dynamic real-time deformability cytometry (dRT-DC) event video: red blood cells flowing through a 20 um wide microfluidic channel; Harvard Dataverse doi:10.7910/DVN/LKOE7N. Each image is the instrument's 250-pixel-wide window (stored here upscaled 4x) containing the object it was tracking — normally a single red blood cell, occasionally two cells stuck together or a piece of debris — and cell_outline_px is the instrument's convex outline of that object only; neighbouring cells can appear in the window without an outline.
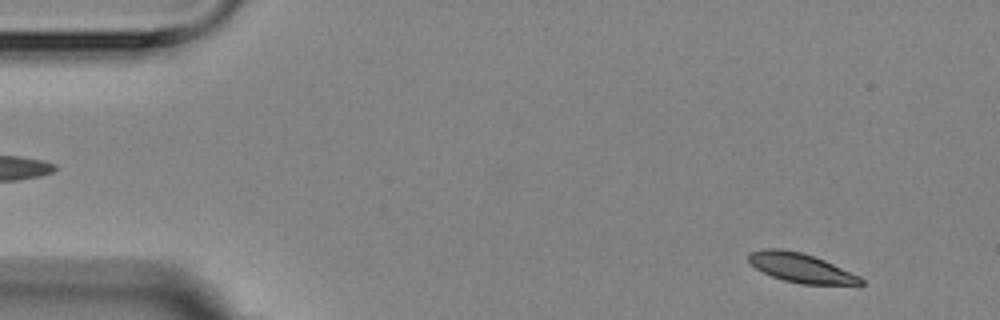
{"species": "Egyptian fruit bat (a non-hibernating species)", "species_latin": "Rousettus aegyptiacus", "temperature_condition": "room temperature", "stored_images_in_passage": 5, "camera_frame_rate_fps": 3000, "um_per_image_px": 0.085, "animal": {"sex": "female"}, "frame": {"image": 1, "passage_image": 2, "time_ms": 1.333, "image_size_px": [1000, 320], "cell_outline_px": [[864, 284], [800, 284], [784, 280], [772, 276], [756, 268], [748, 260], [748, 252], [764, 248], [780, 248], [800, 252], [824, 260], [860, 276], [864, 280]], "centroid_in_image_um": [68.05, 22.75], "position_along_channel_um": 17.0, "area_um2": 18.9}}